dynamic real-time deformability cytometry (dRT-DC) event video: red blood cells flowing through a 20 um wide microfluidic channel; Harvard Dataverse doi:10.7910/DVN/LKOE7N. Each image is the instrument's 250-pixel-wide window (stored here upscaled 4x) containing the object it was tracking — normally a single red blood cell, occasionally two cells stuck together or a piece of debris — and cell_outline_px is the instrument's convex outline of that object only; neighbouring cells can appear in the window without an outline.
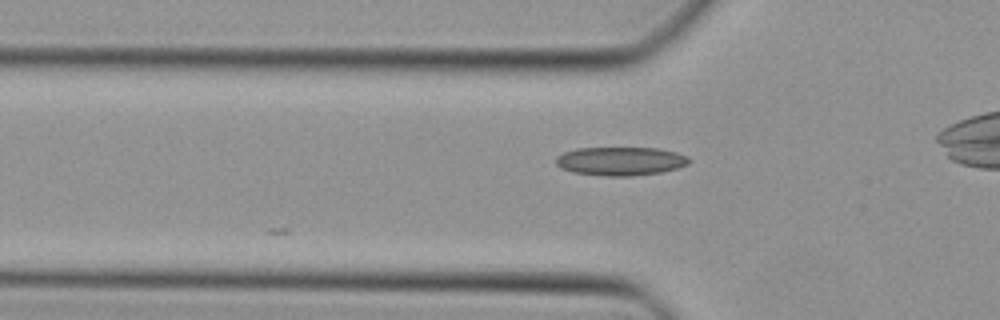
{"species": "Egyptian fruit bat (a non-hibernating species)", "species_latin": "Rousettus aegyptiacus", "temperature_condition": "cold", "stored_images_in_passage": 8, "camera_frame_rate_fps": 3000, "um_per_image_px": 0.085, "animal": {"sex": "female"}, "frame": {"image": 1, "passage_image": 2, "time_ms": 0.333, "image_size_px": [1000, 320], "cell_outline_px": [[692, 160], [688, 164], [676, 168], [660, 172], [632, 176], [604, 176], [572, 172], [560, 168], [556, 164], [556, 156], [564, 152], [576, 148], [656, 148], [676, 152], [688, 156]], "centroid_in_image_um": [52.73, 13.7], "position_along_channel_um": 73.1, "area_um2": 22.25}}
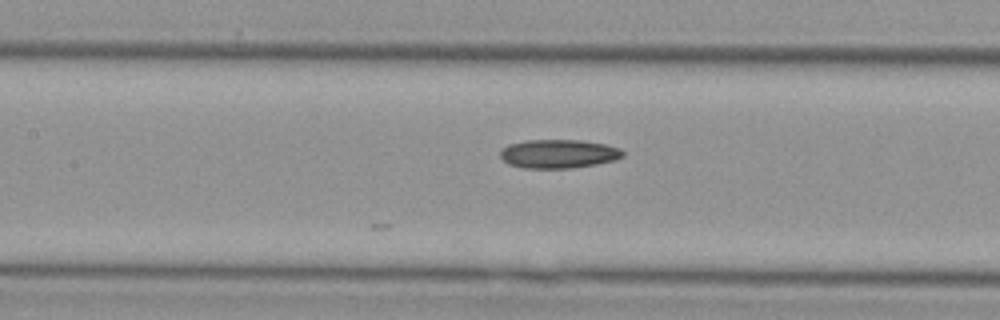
{"frame": {"image": 2, "passage_image": 8, "time_ms": 2.333, "image_size_px": [1000, 320], "cell_outline_px": [[624, 156], [616, 160], [596, 164], [568, 168], [524, 168], [508, 164], [500, 156], [500, 152], [508, 144], [524, 140], [584, 140], [608, 144], [620, 148], [624, 152]], "centroid_in_image_um": [47.51, 13.06], "position_along_channel_um": 159.9, "area_um2": 20.69}}